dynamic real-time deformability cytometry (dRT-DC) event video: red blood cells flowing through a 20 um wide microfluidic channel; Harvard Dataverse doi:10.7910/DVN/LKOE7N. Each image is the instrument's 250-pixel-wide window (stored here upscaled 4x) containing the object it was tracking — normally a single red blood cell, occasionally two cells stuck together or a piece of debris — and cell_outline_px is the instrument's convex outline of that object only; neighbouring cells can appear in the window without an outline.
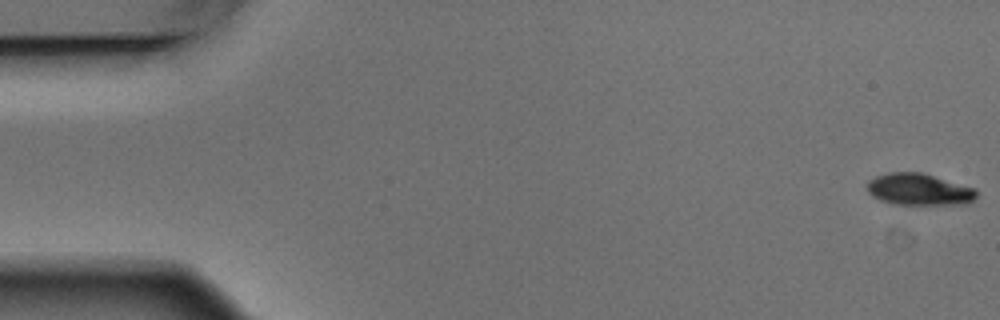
{"species": "Egyptian fruit bat (a non-hibernating species)", "species_latin": "Rousettus aegyptiacus", "temperature_condition": "warm", "stored_images_in_passage": 5, "camera_frame_rate_fps": 3000, "um_per_image_px": 0.085, "animal": {"sex": "male"}, "frame": {"image": 1, "passage_image": 1, "time_ms": 0.0, "image_size_px": [1000, 320], "cell_outline_px": [[976, 196], [968, 204], [896, 204], [880, 200], [868, 192], [868, 180], [876, 176], [888, 172], [920, 172], [976, 188]], "centroid_in_image_um": [78.12, 16.09], "position_along_channel_um": 6.9, "area_um2": 20.06}}
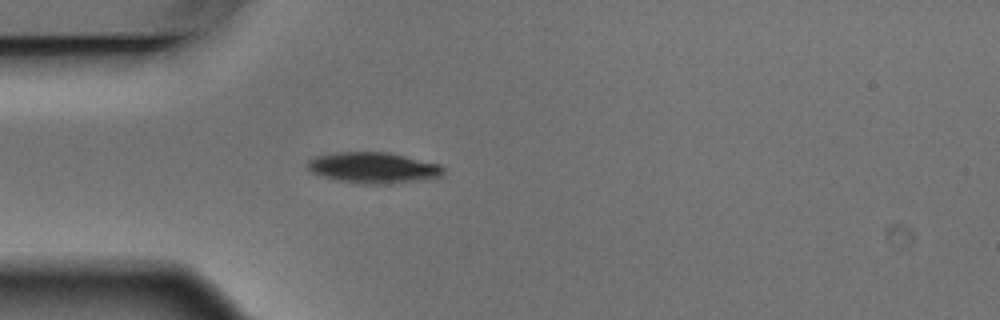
{"frame": {"image": 2, "passage_image": 5, "time_ms": 1.333, "image_size_px": [1000, 320], "cell_outline_px": [[444, 172], [440, 176], [428, 180], [392, 184], [360, 184], [336, 180], [312, 172], [308, 168], [308, 160], [316, 156], [336, 152], [388, 152], [440, 164], [444, 168]], "centroid_in_image_um": [31.78, 14.27], "position_along_channel_um": 53.2, "area_um2": 24.68}}